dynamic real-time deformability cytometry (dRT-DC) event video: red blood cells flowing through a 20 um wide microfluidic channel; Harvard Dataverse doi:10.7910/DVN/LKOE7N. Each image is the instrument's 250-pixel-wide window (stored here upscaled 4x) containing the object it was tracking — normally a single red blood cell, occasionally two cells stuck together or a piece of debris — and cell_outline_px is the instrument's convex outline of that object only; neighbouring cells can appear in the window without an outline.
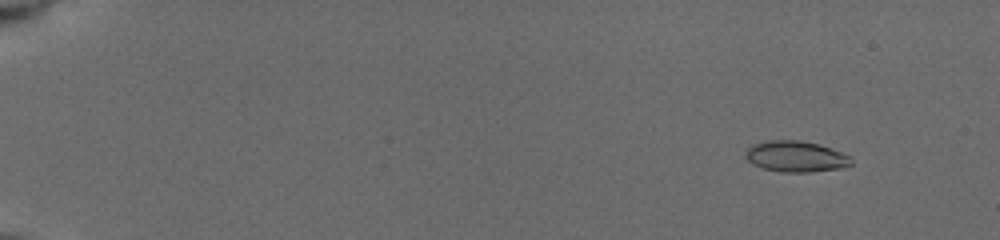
{"species": "common noctule bat (a hibernating species)", "species_latin": "Nyctalus noctula", "temperature_condition": "cold", "stored_images_in_passage": 13, "camera_frame_rate_fps": 3000, "um_per_image_px": 0.085, "animal": {"sex": "female", "body_mass_g": 19.5, "forearm_length_mm": 54.1}, "frame": {"image": 1, "passage_image": 2, "time_ms": 0.667, "image_size_px": [1000, 240], "cell_outline_px": [[852, 164], [840, 168], [808, 172], [780, 172], [764, 168], [752, 164], [744, 156], [744, 152], [752, 144], [768, 140], [800, 140], [820, 144], [852, 156]], "centroid_in_image_um": [67.64, 13.29], "position_along_channel_um": 17.4, "area_um2": 19.25}}
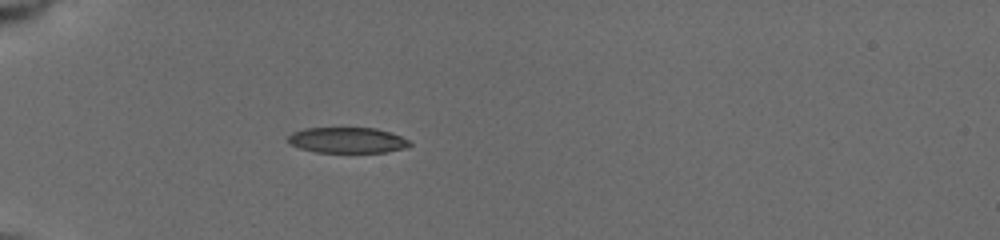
{"frame": {"image": 2, "passage_image": 9, "time_ms": 5.0, "image_size_px": [1000, 240], "cell_outline_px": [[412, 144], [408, 148], [388, 152], [316, 152], [300, 148], [288, 144], [288, 136], [292, 132], [304, 128], [376, 128], [392, 132], [408, 140]], "centroid_in_image_um": [29.54, 11.91], "position_along_channel_um": 55.5, "area_um2": 18.38}}
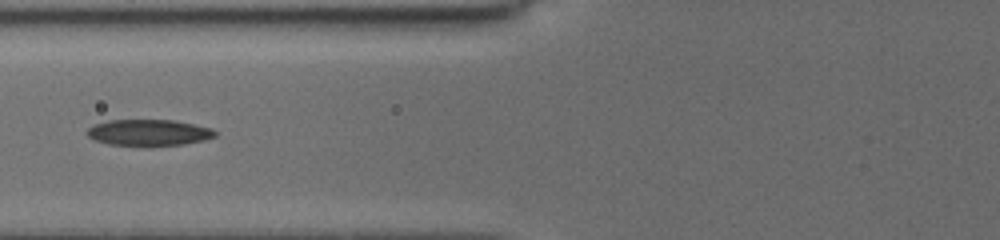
{"frame": {"image": 3, "passage_image": 12, "time_ms": 7.0, "image_size_px": [1000, 240], "cell_outline_px": [[216, 136], [204, 140], [184, 144], [148, 148], [108, 144], [92, 140], [84, 132], [88, 128], [96, 124], [108, 120], [172, 120], [212, 128], [216, 132]], "centroid_in_image_um": [12.6, 11.31], "position_along_channel_um": 113.2, "area_um2": 20.23}}